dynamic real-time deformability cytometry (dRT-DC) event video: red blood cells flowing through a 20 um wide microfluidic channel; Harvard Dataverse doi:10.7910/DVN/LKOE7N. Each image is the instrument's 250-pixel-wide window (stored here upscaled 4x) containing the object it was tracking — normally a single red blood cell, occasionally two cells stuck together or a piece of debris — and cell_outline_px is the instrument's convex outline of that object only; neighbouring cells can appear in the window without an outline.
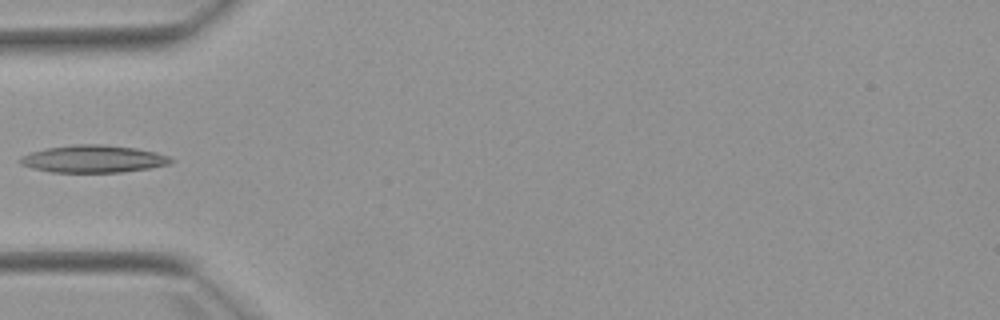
{"species": "Egyptian fruit bat (a non-hibernating species)", "species_latin": "Rousettus aegyptiacus", "temperature_condition": "warm", "stored_images_in_passage": 5, "camera_frame_rate_fps": 3000, "um_per_image_px": 0.085, "animal": {"sex": "female"}, "frame": {"image": 1, "passage_image": 5, "time_ms": 5.333, "image_size_px": [1000, 320], "cell_outline_px": [[176, 160], [168, 164], [148, 168], [124, 172], [52, 172], [32, 168], [20, 164], [16, 160], [20, 156], [44, 148], [72, 144], [104, 144], [136, 148], [156, 152], [168, 156]], "centroid_in_image_um": [7.9, 13.5], "position_along_channel_um": 77.1, "area_um2": 24.28}}